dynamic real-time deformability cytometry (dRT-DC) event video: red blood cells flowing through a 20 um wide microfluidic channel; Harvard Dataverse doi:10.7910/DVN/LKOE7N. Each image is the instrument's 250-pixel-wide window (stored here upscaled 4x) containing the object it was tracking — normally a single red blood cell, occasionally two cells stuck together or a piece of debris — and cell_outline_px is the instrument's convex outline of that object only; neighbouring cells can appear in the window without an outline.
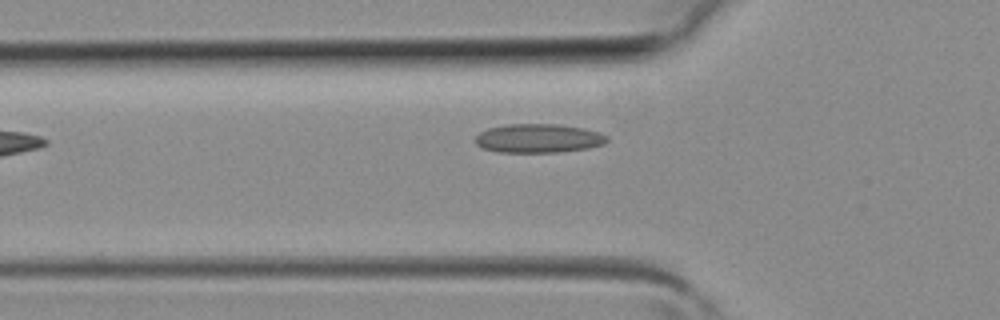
{"species": "common noctule bat (a hibernating species)", "species_latin": "Nyctalus noctula", "temperature_condition": "room temperature", "stored_images_in_passage": 3, "camera_frame_rate_fps": 3000, "um_per_image_px": 0.085, "animal": {"sex": "female", "body_mass_g": 19.3, "forearm_length_mm": 54.1}, "frame": {"image": 1, "passage_image": 3, "time_ms": 0.667, "image_size_px": [1000, 320], "cell_outline_px": [[608, 140], [604, 144], [588, 148], [556, 152], [500, 152], [484, 148], [476, 144], [476, 136], [480, 132], [488, 128], [508, 124], [560, 124], [584, 128], [600, 132], [608, 136]], "centroid_in_image_um": [45.8, 11.75], "position_along_channel_um": 80.0, "area_um2": 22.14}}